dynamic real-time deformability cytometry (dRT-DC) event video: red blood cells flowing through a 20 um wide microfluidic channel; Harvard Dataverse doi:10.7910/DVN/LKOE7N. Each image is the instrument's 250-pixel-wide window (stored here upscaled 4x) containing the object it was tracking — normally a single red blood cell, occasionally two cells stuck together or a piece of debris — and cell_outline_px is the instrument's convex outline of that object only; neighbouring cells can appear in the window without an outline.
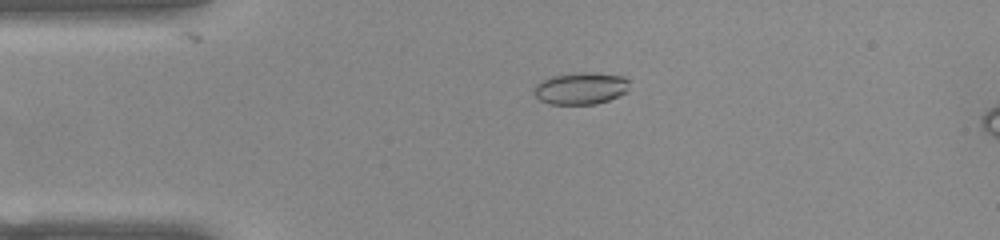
{"species": "common noctule bat (a hibernating species)", "species_latin": "Nyctalus noctula", "temperature_condition": "warm", "stored_images_in_passage": 44, "camera_frame_rate_fps": 3000, "um_per_image_px": 0.085, "animal": {"sex": "female", "body_mass_g": 22.0, "forearm_length_mm": 56.7}, "frame": {"image": 1, "passage_image": 3, "time_ms": 0.667, "image_size_px": [1000, 240], "cell_outline_px": [[628, 92], [608, 100], [596, 104], [548, 104], [540, 100], [532, 92], [532, 88], [536, 84], [552, 76], [588, 72], [624, 76], [628, 80]], "centroid_in_image_um": [49.36, 7.52], "position_along_channel_um": 35.6, "area_um2": 17.74}}
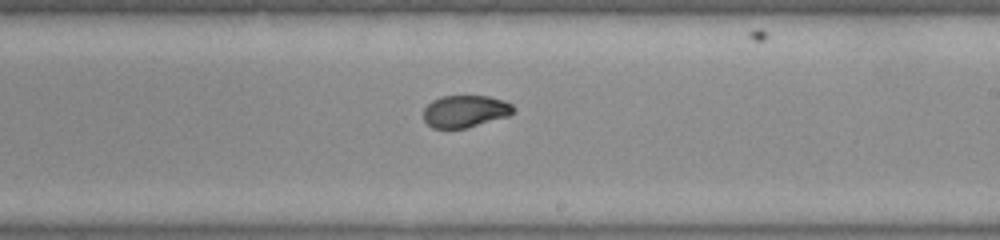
{"frame": {"image": 2, "passage_image": 22, "time_ms": 7.0, "image_size_px": [1000, 240], "cell_outline_px": [[516, 108], [508, 116], [464, 128], [432, 128], [424, 120], [424, 108], [432, 100], [440, 96], [488, 96], [504, 100], [512, 104]], "centroid_in_image_um": [39.53, 9.44], "position_along_channel_um": 249.5, "area_um2": 16.76}}
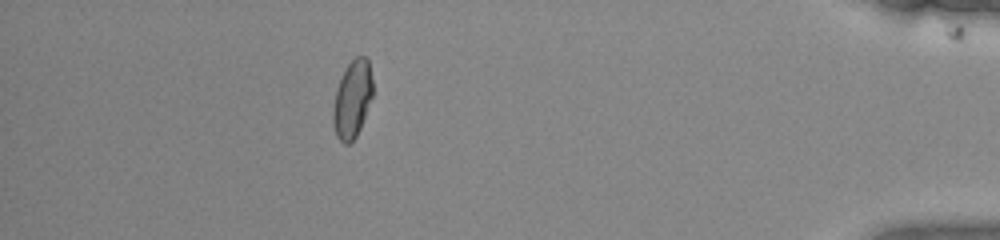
{"frame": {"image": 3, "passage_image": 38, "time_ms": 12.333, "image_size_px": [1000, 240], "cell_outline_px": [[372, 96], [360, 128], [356, 136], [348, 144], [344, 144], [336, 136], [332, 120], [332, 112], [336, 92], [340, 80], [348, 64], [356, 56], [364, 56], [368, 60], [372, 80]], "centroid_in_image_um": [29.94, 8.45], "position_along_channel_um": 405.3, "area_um2": 17.57}, "authors_computed_cell_mechanics": {"area_um2": 17.8313, "velocity_mm_per_s": 3.9155, "shape_relaxation_time_tau1_ms": 9.378, "shape_relaxation_time_tau2_ms": 2.1521, "deformation_change_tau1": 0.2404, "deformation_change_tau2": 0.0433}}